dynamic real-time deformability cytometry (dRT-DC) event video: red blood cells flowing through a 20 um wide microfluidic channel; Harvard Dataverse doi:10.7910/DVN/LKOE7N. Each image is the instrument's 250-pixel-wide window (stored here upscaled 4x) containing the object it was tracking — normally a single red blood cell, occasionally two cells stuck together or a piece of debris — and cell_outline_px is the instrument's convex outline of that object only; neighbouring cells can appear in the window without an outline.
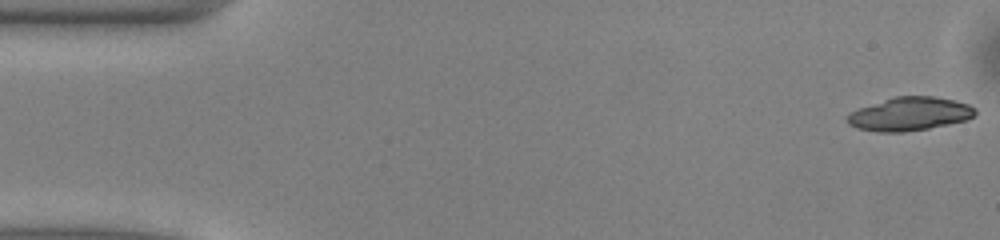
{"species": "common noctule bat (a hibernating species)", "species_latin": "Nyctalus noctula", "temperature_condition": "warm", "stored_images_in_passage": 30, "segment_of_instrument_passage": [1, 2], "camera_frame_rate_fps": 3000, "um_per_image_px": 0.085, "animal": {"sex": "male", "body_mass_g": 13.0, "forearm_length_mm": 53.1}, "frame": {"image": 1, "passage_image": 1, "time_ms": 0.0, "image_size_px": [1000, 240], "cell_outline_px": [[976, 116], [968, 120], [928, 128], [904, 132], [876, 132], [856, 128], [848, 124], [848, 116], [852, 112], [860, 108], [896, 96], [932, 96], [956, 100], [968, 104], [976, 108]], "centroid_in_image_um": [77.38, 9.69], "position_along_channel_um": 7.6, "area_um2": 24.85}}
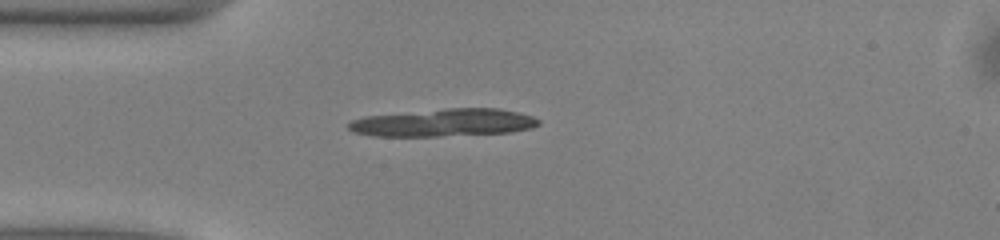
{"frame": {"image": 2, "passage_image": 13, "time_ms": 4.0, "image_size_px": [1000, 240], "cell_outline_px": [[540, 124], [532, 128], [512, 132], [436, 136], [372, 136], [352, 132], [348, 128], [348, 124], [352, 120], [364, 116], [444, 108], [496, 108], [516, 112], [532, 116], [540, 120]], "centroid_in_image_um": [37.69, 10.42], "position_along_channel_um": 47.3, "area_um2": 30.69}}